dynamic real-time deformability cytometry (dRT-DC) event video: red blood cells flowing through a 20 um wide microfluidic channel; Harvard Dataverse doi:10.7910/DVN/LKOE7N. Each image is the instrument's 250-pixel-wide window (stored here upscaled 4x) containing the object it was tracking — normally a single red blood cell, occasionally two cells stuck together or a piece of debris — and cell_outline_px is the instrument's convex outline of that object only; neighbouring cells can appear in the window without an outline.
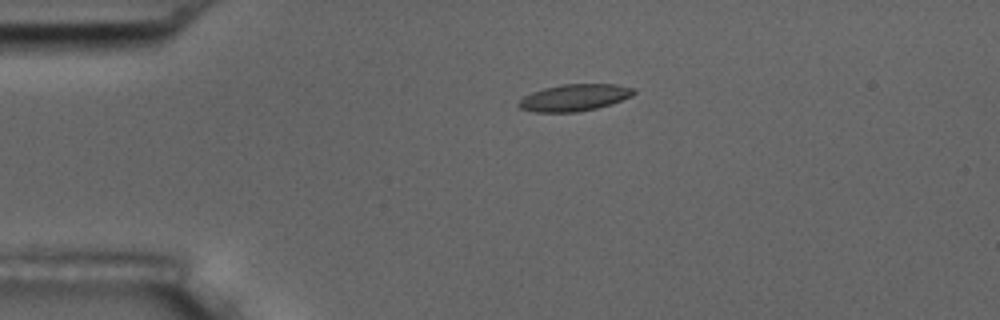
{"species": "common noctule bat (a hibernating species)", "species_latin": "Nyctalus noctula", "temperature_condition": "room temperature", "stored_images_in_passage": 9, "camera_frame_rate_fps": 3000, "um_per_image_px": 0.085, "animal": {"sex": "male", "body_mass_g": 17.5, "forearm_length_mm": 52.3}, "frame": {"image": 1, "passage_image": 3, "time_ms": 0.667, "image_size_px": [1000, 320], "cell_outline_px": [[636, 92], [632, 96], [612, 104], [580, 112], [532, 112], [520, 108], [516, 104], [524, 96], [532, 92], [544, 88], [560, 84], [616, 84], [636, 88]], "centroid_in_image_um": [48.84, 8.29], "position_along_channel_um": 36.2, "area_um2": 18.21}}
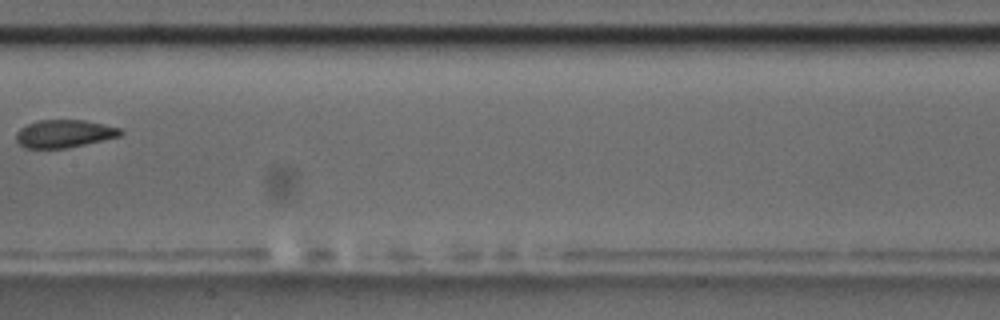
{"frame": {"image": 2, "passage_image": 8, "time_ms": 2.333, "image_size_px": [1000, 320], "cell_outline_px": [[124, 132], [120, 136], [68, 148], [24, 148], [16, 140], [16, 132], [20, 128], [28, 124], [40, 120], [84, 120], [104, 124], [120, 128]], "centroid_in_image_um": [5.46, 11.36], "position_along_channel_um": 201.9, "area_um2": 16.88}}
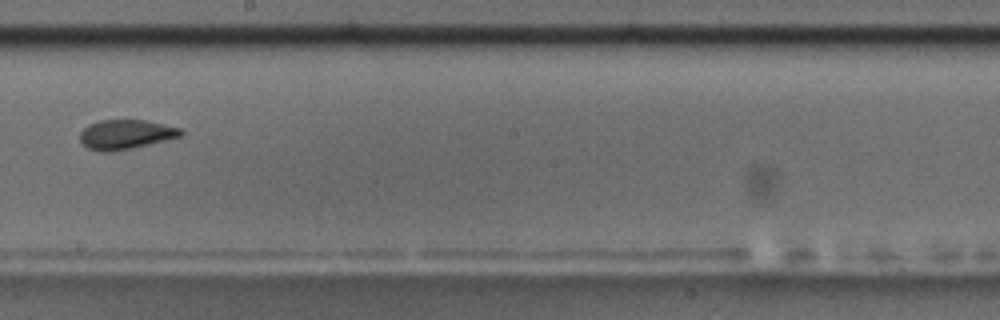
{"frame": {"image": 3, "passage_image": 9, "time_ms": 2.667, "image_size_px": [1000, 320], "cell_outline_px": [[184, 132], [180, 136], [132, 148], [112, 152], [100, 152], [88, 148], [80, 144], [80, 132], [88, 124], [100, 120], [144, 120], [184, 128]], "centroid_in_image_um": [10.66, 11.43], "position_along_channel_um": 237.5, "area_um2": 17.46}}